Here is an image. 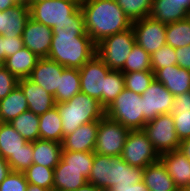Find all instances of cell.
<instances>
[{"label":"cell","instance_id":"6da1fadb","mask_svg":"<svg viewBox=\"0 0 190 191\" xmlns=\"http://www.w3.org/2000/svg\"><path fill=\"white\" fill-rule=\"evenodd\" d=\"M80 7L85 31L95 44L132 27V21L115 0H81Z\"/></svg>","mask_w":190,"mask_h":191},{"label":"cell","instance_id":"7a4b0ae2","mask_svg":"<svg viewBox=\"0 0 190 191\" xmlns=\"http://www.w3.org/2000/svg\"><path fill=\"white\" fill-rule=\"evenodd\" d=\"M144 168L131 166L121 156L94 153V161L87 183L109 191L114 185H133L143 180Z\"/></svg>","mask_w":190,"mask_h":191},{"label":"cell","instance_id":"3957f363","mask_svg":"<svg viewBox=\"0 0 190 191\" xmlns=\"http://www.w3.org/2000/svg\"><path fill=\"white\" fill-rule=\"evenodd\" d=\"M96 54L88 34H53L48 58L66 68L80 69Z\"/></svg>","mask_w":190,"mask_h":191},{"label":"cell","instance_id":"277c9868","mask_svg":"<svg viewBox=\"0 0 190 191\" xmlns=\"http://www.w3.org/2000/svg\"><path fill=\"white\" fill-rule=\"evenodd\" d=\"M56 107L62 120L63 139L82 124L99 121L105 115L100 102L82 92L69 101L57 103Z\"/></svg>","mask_w":190,"mask_h":191},{"label":"cell","instance_id":"5b68a950","mask_svg":"<svg viewBox=\"0 0 190 191\" xmlns=\"http://www.w3.org/2000/svg\"><path fill=\"white\" fill-rule=\"evenodd\" d=\"M105 115L118 121L130 131L143 130L144 117L141 94L126 88L105 109Z\"/></svg>","mask_w":190,"mask_h":191},{"label":"cell","instance_id":"8992f818","mask_svg":"<svg viewBox=\"0 0 190 191\" xmlns=\"http://www.w3.org/2000/svg\"><path fill=\"white\" fill-rule=\"evenodd\" d=\"M135 43L134 31L131 27L97 43L96 55L109 69L121 71Z\"/></svg>","mask_w":190,"mask_h":191},{"label":"cell","instance_id":"52a82bcc","mask_svg":"<svg viewBox=\"0 0 190 191\" xmlns=\"http://www.w3.org/2000/svg\"><path fill=\"white\" fill-rule=\"evenodd\" d=\"M81 0H45L29 5L30 17L53 28L65 20H74V12L80 7Z\"/></svg>","mask_w":190,"mask_h":191},{"label":"cell","instance_id":"ba28073f","mask_svg":"<svg viewBox=\"0 0 190 191\" xmlns=\"http://www.w3.org/2000/svg\"><path fill=\"white\" fill-rule=\"evenodd\" d=\"M129 132L121 123L104 115L98 121L94 153L110 157L121 156Z\"/></svg>","mask_w":190,"mask_h":191},{"label":"cell","instance_id":"9c48e42d","mask_svg":"<svg viewBox=\"0 0 190 191\" xmlns=\"http://www.w3.org/2000/svg\"><path fill=\"white\" fill-rule=\"evenodd\" d=\"M143 131L159 155L179 150L181 141L175 130L172 113L159 115L147 122Z\"/></svg>","mask_w":190,"mask_h":191},{"label":"cell","instance_id":"30bf717a","mask_svg":"<svg viewBox=\"0 0 190 191\" xmlns=\"http://www.w3.org/2000/svg\"><path fill=\"white\" fill-rule=\"evenodd\" d=\"M121 158L131 166L145 168L159 161L160 155L144 131L135 130L128 133Z\"/></svg>","mask_w":190,"mask_h":191},{"label":"cell","instance_id":"8fae6325","mask_svg":"<svg viewBox=\"0 0 190 191\" xmlns=\"http://www.w3.org/2000/svg\"><path fill=\"white\" fill-rule=\"evenodd\" d=\"M111 71L95 54L80 69V90L97 99L105 109V77Z\"/></svg>","mask_w":190,"mask_h":191},{"label":"cell","instance_id":"7c38bea8","mask_svg":"<svg viewBox=\"0 0 190 191\" xmlns=\"http://www.w3.org/2000/svg\"><path fill=\"white\" fill-rule=\"evenodd\" d=\"M166 26L150 16L132 22L136 44L150 56L166 44Z\"/></svg>","mask_w":190,"mask_h":191},{"label":"cell","instance_id":"4fadbf2b","mask_svg":"<svg viewBox=\"0 0 190 191\" xmlns=\"http://www.w3.org/2000/svg\"><path fill=\"white\" fill-rule=\"evenodd\" d=\"M143 106L144 126L147 122L162 114L171 113L174 96L155 79L141 95Z\"/></svg>","mask_w":190,"mask_h":191},{"label":"cell","instance_id":"5bb4252c","mask_svg":"<svg viewBox=\"0 0 190 191\" xmlns=\"http://www.w3.org/2000/svg\"><path fill=\"white\" fill-rule=\"evenodd\" d=\"M21 37L24 47H27L39 58L48 57L53 37L52 28L29 17Z\"/></svg>","mask_w":190,"mask_h":191},{"label":"cell","instance_id":"9a60e30c","mask_svg":"<svg viewBox=\"0 0 190 191\" xmlns=\"http://www.w3.org/2000/svg\"><path fill=\"white\" fill-rule=\"evenodd\" d=\"M64 68L48 57L39 58L28 78L54 96Z\"/></svg>","mask_w":190,"mask_h":191},{"label":"cell","instance_id":"2e32d148","mask_svg":"<svg viewBox=\"0 0 190 191\" xmlns=\"http://www.w3.org/2000/svg\"><path fill=\"white\" fill-rule=\"evenodd\" d=\"M91 168L66 167L61 159L54 168L53 191H74L84 186Z\"/></svg>","mask_w":190,"mask_h":191},{"label":"cell","instance_id":"e0dca14e","mask_svg":"<svg viewBox=\"0 0 190 191\" xmlns=\"http://www.w3.org/2000/svg\"><path fill=\"white\" fill-rule=\"evenodd\" d=\"M18 86L27 99L28 111L41 115L56 106L54 96L29 78L20 79Z\"/></svg>","mask_w":190,"mask_h":191},{"label":"cell","instance_id":"ac0fdd59","mask_svg":"<svg viewBox=\"0 0 190 191\" xmlns=\"http://www.w3.org/2000/svg\"><path fill=\"white\" fill-rule=\"evenodd\" d=\"M97 133L98 121L82 124L64 137L62 150L92 152L95 149Z\"/></svg>","mask_w":190,"mask_h":191},{"label":"cell","instance_id":"d6986e66","mask_svg":"<svg viewBox=\"0 0 190 191\" xmlns=\"http://www.w3.org/2000/svg\"><path fill=\"white\" fill-rule=\"evenodd\" d=\"M159 160L174 180L176 187L179 190L186 189L190 182V160L180 150L161 154Z\"/></svg>","mask_w":190,"mask_h":191},{"label":"cell","instance_id":"ffe728a7","mask_svg":"<svg viewBox=\"0 0 190 191\" xmlns=\"http://www.w3.org/2000/svg\"><path fill=\"white\" fill-rule=\"evenodd\" d=\"M29 17L30 9L27 3H18L0 12V34L4 37H21Z\"/></svg>","mask_w":190,"mask_h":191},{"label":"cell","instance_id":"44dd1931","mask_svg":"<svg viewBox=\"0 0 190 191\" xmlns=\"http://www.w3.org/2000/svg\"><path fill=\"white\" fill-rule=\"evenodd\" d=\"M154 78L162 83L174 97L190 91V70L181 68L177 64L156 70Z\"/></svg>","mask_w":190,"mask_h":191},{"label":"cell","instance_id":"7402d4cb","mask_svg":"<svg viewBox=\"0 0 190 191\" xmlns=\"http://www.w3.org/2000/svg\"><path fill=\"white\" fill-rule=\"evenodd\" d=\"M143 182L149 191H179L160 160L144 168Z\"/></svg>","mask_w":190,"mask_h":191},{"label":"cell","instance_id":"603a6c76","mask_svg":"<svg viewBox=\"0 0 190 191\" xmlns=\"http://www.w3.org/2000/svg\"><path fill=\"white\" fill-rule=\"evenodd\" d=\"M38 60L39 57L35 53L27 47H23L14 55L5 59L4 67L20 80L30 76Z\"/></svg>","mask_w":190,"mask_h":191},{"label":"cell","instance_id":"cb8c5ba5","mask_svg":"<svg viewBox=\"0 0 190 191\" xmlns=\"http://www.w3.org/2000/svg\"><path fill=\"white\" fill-rule=\"evenodd\" d=\"M62 143L37 139L33 142V164L55 168L61 159Z\"/></svg>","mask_w":190,"mask_h":191},{"label":"cell","instance_id":"d4e9b609","mask_svg":"<svg viewBox=\"0 0 190 191\" xmlns=\"http://www.w3.org/2000/svg\"><path fill=\"white\" fill-rule=\"evenodd\" d=\"M190 14L172 0H153L150 17L164 24L186 19Z\"/></svg>","mask_w":190,"mask_h":191},{"label":"cell","instance_id":"484cf974","mask_svg":"<svg viewBox=\"0 0 190 191\" xmlns=\"http://www.w3.org/2000/svg\"><path fill=\"white\" fill-rule=\"evenodd\" d=\"M26 111H28L27 99L18 85L0 100V115L3 123L11 122Z\"/></svg>","mask_w":190,"mask_h":191},{"label":"cell","instance_id":"4316f807","mask_svg":"<svg viewBox=\"0 0 190 191\" xmlns=\"http://www.w3.org/2000/svg\"><path fill=\"white\" fill-rule=\"evenodd\" d=\"M39 121V139L63 142L62 120L56 106L39 115Z\"/></svg>","mask_w":190,"mask_h":191},{"label":"cell","instance_id":"83f0119b","mask_svg":"<svg viewBox=\"0 0 190 191\" xmlns=\"http://www.w3.org/2000/svg\"><path fill=\"white\" fill-rule=\"evenodd\" d=\"M80 85L79 69L65 67L60 76L59 88L54 95L56 104L69 101L74 95L80 93Z\"/></svg>","mask_w":190,"mask_h":191},{"label":"cell","instance_id":"f1b7e54d","mask_svg":"<svg viewBox=\"0 0 190 191\" xmlns=\"http://www.w3.org/2000/svg\"><path fill=\"white\" fill-rule=\"evenodd\" d=\"M27 141L13 128L10 123L0 125V156L7 160L18 153Z\"/></svg>","mask_w":190,"mask_h":191},{"label":"cell","instance_id":"f546056e","mask_svg":"<svg viewBox=\"0 0 190 191\" xmlns=\"http://www.w3.org/2000/svg\"><path fill=\"white\" fill-rule=\"evenodd\" d=\"M39 122V115L26 111L9 123L27 142H34L40 137Z\"/></svg>","mask_w":190,"mask_h":191},{"label":"cell","instance_id":"4dcf8cb0","mask_svg":"<svg viewBox=\"0 0 190 191\" xmlns=\"http://www.w3.org/2000/svg\"><path fill=\"white\" fill-rule=\"evenodd\" d=\"M166 44L175 49L190 45V16L184 20L167 24Z\"/></svg>","mask_w":190,"mask_h":191},{"label":"cell","instance_id":"1f68e13d","mask_svg":"<svg viewBox=\"0 0 190 191\" xmlns=\"http://www.w3.org/2000/svg\"><path fill=\"white\" fill-rule=\"evenodd\" d=\"M138 71H152L151 56L141 46L135 43L121 72L128 73Z\"/></svg>","mask_w":190,"mask_h":191},{"label":"cell","instance_id":"d6a6232c","mask_svg":"<svg viewBox=\"0 0 190 191\" xmlns=\"http://www.w3.org/2000/svg\"><path fill=\"white\" fill-rule=\"evenodd\" d=\"M28 184L38 185L53 191L54 169L43 165L32 164L24 172Z\"/></svg>","mask_w":190,"mask_h":191},{"label":"cell","instance_id":"836d02e7","mask_svg":"<svg viewBox=\"0 0 190 191\" xmlns=\"http://www.w3.org/2000/svg\"><path fill=\"white\" fill-rule=\"evenodd\" d=\"M133 22L150 16L153 0H115Z\"/></svg>","mask_w":190,"mask_h":191},{"label":"cell","instance_id":"e575fe53","mask_svg":"<svg viewBox=\"0 0 190 191\" xmlns=\"http://www.w3.org/2000/svg\"><path fill=\"white\" fill-rule=\"evenodd\" d=\"M123 75L125 88L141 95L155 79L152 71L128 72Z\"/></svg>","mask_w":190,"mask_h":191},{"label":"cell","instance_id":"d590c367","mask_svg":"<svg viewBox=\"0 0 190 191\" xmlns=\"http://www.w3.org/2000/svg\"><path fill=\"white\" fill-rule=\"evenodd\" d=\"M125 88V79L121 71L111 70L105 77V109Z\"/></svg>","mask_w":190,"mask_h":191},{"label":"cell","instance_id":"8d00e7d4","mask_svg":"<svg viewBox=\"0 0 190 191\" xmlns=\"http://www.w3.org/2000/svg\"><path fill=\"white\" fill-rule=\"evenodd\" d=\"M11 171L24 172L33 164V142H27L15 155L7 160Z\"/></svg>","mask_w":190,"mask_h":191},{"label":"cell","instance_id":"74e56055","mask_svg":"<svg viewBox=\"0 0 190 191\" xmlns=\"http://www.w3.org/2000/svg\"><path fill=\"white\" fill-rule=\"evenodd\" d=\"M52 30L53 34H87L81 7L74 12V20H65L56 24Z\"/></svg>","mask_w":190,"mask_h":191},{"label":"cell","instance_id":"f35d334b","mask_svg":"<svg viewBox=\"0 0 190 191\" xmlns=\"http://www.w3.org/2000/svg\"><path fill=\"white\" fill-rule=\"evenodd\" d=\"M177 64L175 48L168 44L163 45L151 55V70L154 73L164 67Z\"/></svg>","mask_w":190,"mask_h":191},{"label":"cell","instance_id":"ab89813d","mask_svg":"<svg viewBox=\"0 0 190 191\" xmlns=\"http://www.w3.org/2000/svg\"><path fill=\"white\" fill-rule=\"evenodd\" d=\"M61 160L66 163V167L92 168L94 161V151L77 152L62 150Z\"/></svg>","mask_w":190,"mask_h":191},{"label":"cell","instance_id":"60d3db41","mask_svg":"<svg viewBox=\"0 0 190 191\" xmlns=\"http://www.w3.org/2000/svg\"><path fill=\"white\" fill-rule=\"evenodd\" d=\"M28 182L23 172L10 171L0 184V191H26Z\"/></svg>","mask_w":190,"mask_h":191},{"label":"cell","instance_id":"b9f144b4","mask_svg":"<svg viewBox=\"0 0 190 191\" xmlns=\"http://www.w3.org/2000/svg\"><path fill=\"white\" fill-rule=\"evenodd\" d=\"M172 116L175 130L180 141L190 138V110L174 112Z\"/></svg>","mask_w":190,"mask_h":191},{"label":"cell","instance_id":"7bdbcfd3","mask_svg":"<svg viewBox=\"0 0 190 191\" xmlns=\"http://www.w3.org/2000/svg\"><path fill=\"white\" fill-rule=\"evenodd\" d=\"M19 80L5 67L0 69V100L4 99L17 85Z\"/></svg>","mask_w":190,"mask_h":191},{"label":"cell","instance_id":"ee69618b","mask_svg":"<svg viewBox=\"0 0 190 191\" xmlns=\"http://www.w3.org/2000/svg\"><path fill=\"white\" fill-rule=\"evenodd\" d=\"M23 47L22 37H4V61Z\"/></svg>","mask_w":190,"mask_h":191},{"label":"cell","instance_id":"f6af8a7d","mask_svg":"<svg viewBox=\"0 0 190 191\" xmlns=\"http://www.w3.org/2000/svg\"><path fill=\"white\" fill-rule=\"evenodd\" d=\"M190 110V91L176 96L173 100L171 113Z\"/></svg>","mask_w":190,"mask_h":191},{"label":"cell","instance_id":"bcb514c9","mask_svg":"<svg viewBox=\"0 0 190 191\" xmlns=\"http://www.w3.org/2000/svg\"><path fill=\"white\" fill-rule=\"evenodd\" d=\"M177 65L190 70V45L175 49Z\"/></svg>","mask_w":190,"mask_h":191},{"label":"cell","instance_id":"7dc6e473","mask_svg":"<svg viewBox=\"0 0 190 191\" xmlns=\"http://www.w3.org/2000/svg\"><path fill=\"white\" fill-rule=\"evenodd\" d=\"M109 191H149L145 183L142 181L133 185L118 186L114 185Z\"/></svg>","mask_w":190,"mask_h":191},{"label":"cell","instance_id":"c3c4849f","mask_svg":"<svg viewBox=\"0 0 190 191\" xmlns=\"http://www.w3.org/2000/svg\"><path fill=\"white\" fill-rule=\"evenodd\" d=\"M11 168L8 162L0 156V184L10 173Z\"/></svg>","mask_w":190,"mask_h":191},{"label":"cell","instance_id":"681fc988","mask_svg":"<svg viewBox=\"0 0 190 191\" xmlns=\"http://www.w3.org/2000/svg\"><path fill=\"white\" fill-rule=\"evenodd\" d=\"M179 150L190 160V138L181 141Z\"/></svg>","mask_w":190,"mask_h":191},{"label":"cell","instance_id":"f907efd6","mask_svg":"<svg viewBox=\"0 0 190 191\" xmlns=\"http://www.w3.org/2000/svg\"><path fill=\"white\" fill-rule=\"evenodd\" d=\"M17 4L18 2L16 0H0V12L6 11Z\"/></svg>","mask_w":190,"mask_h":191},{"label":"cell","instance_id":"816d5d0a","mask_svg":"<svg viewBox=\"0 0 190 191\" xmlns=\"http://www.w3.org/2000/svg\"><path fill=\"white\" fill-rule=\"evenodd\" d=\"M74 191H104V190L96 187L94 184L86 183L84 186L79 187Z\"/></svg>","mask_w":190,"mask_h":191},{"label":"cell","instance_id":"f5cc1de1","mask_svg":"<svg viewBox=\"0 0 190 191\" xmlns=\"http://www.w3.org/2000/svg\"><path fill=\"white\" fill-rule=\"evenodd\" d=\"M185 9L190 14V0H172Z\"/></svg>","mask_w":190,"mask_h":191},{"label":"cell","instance_id":"db71d44e","mask_svg":"<svg viewBox=\"0 0 190 191\" xmlns=\"http://www.w3.org/2000/svg\"><path fill=\"white\" fill-rule=\"evenodd\" d=\"M26 191H50L44 187H40L38 185L28 184Z\"/></svg>","mask_w":190,"mask_h":191},{"label":"cell","instance_id":"11a10c76","mask_svg":"<svg viewBox=\"0 0 190 191\" xmlns=\"http://www.w3.org/2000/svg\"><path fill=\"white\" fill-rule=\"evenodd\" d=\"M0 60L4 63V36L0 34Z\"/></svg>","mask_w":190,"mask_h":191},{"label":"cell","instance_id":"9f6ffc18","mask_svg":"<svg viewBox=\"0 0 190 191\" xmlns=\"http://www.w3.org/2000/svg\"><path fill=\"white\" fill-rule=\"evenodd\" d=\"M36 1H45V0H26V3L30 5L32 2H36Z\"/></svg>","mask_w":190,"mask_h":191},{"label":"cell","instance_id":"6f0895ef","mask_svg":"<svg viewBox=\"0 0 190 191\" xmlns=\"http://www.w3.org/2000/svg\"><path fill=\"white\" fill-rule=\"evenodd\" d=\"M18 3H26V0H16Z\"/></svg>","mask_w":190,"mask_h":191},{"label":"cell","instance_id":"680465c9","mask_svg":"<svg viewBox=\"0 0 190 191\" xmlns=\"http://www.w3.org/2000/svg\"><path fill=\"white\" fill-rule=\"evenodd\" d=\"M4 67V63L0 60V69Z\"/></svg>","mask_w":190,"mask_h":191},{"label":"cell","instance_id":"91938a15","mask_svg":"<svg viewBox=\"0 0 190 191\" xmlns=\"http://www.w3.org/2000/svg\"><path fill=\"white\" fill-rule=\"evenodd\" d=\"M3 123L2 119H1V115H0V125Z\"/></svg>","mask_w":190,"mask_h":191},{"label":"cell","instance_id":"94428289","mask_svg":"<svg viewBox=\"0 0 190 191\" xmlns=\"http://www.w3.org/2000/svg\"><path fill=\"white\" fill-rule=\"evenodd\" d=\"M186 189H188L190 191V182H189V185H188V187Z\"/></svg>","mask_w":190,"mask_h":191},{"label":"cell","instance_id":"6125c7cd","mask_svg":"<svg viewBox=\"0 0 190 191\" xmlns=\"http://www.w3.org/2000/svg\"><path fill=\"white\" fill-rule=\"evenodd\" d=\"M179 191H189L188 189H181V190H179Z\"/></svg>","mask_w":190,"mask_h":191}]
</instances>
